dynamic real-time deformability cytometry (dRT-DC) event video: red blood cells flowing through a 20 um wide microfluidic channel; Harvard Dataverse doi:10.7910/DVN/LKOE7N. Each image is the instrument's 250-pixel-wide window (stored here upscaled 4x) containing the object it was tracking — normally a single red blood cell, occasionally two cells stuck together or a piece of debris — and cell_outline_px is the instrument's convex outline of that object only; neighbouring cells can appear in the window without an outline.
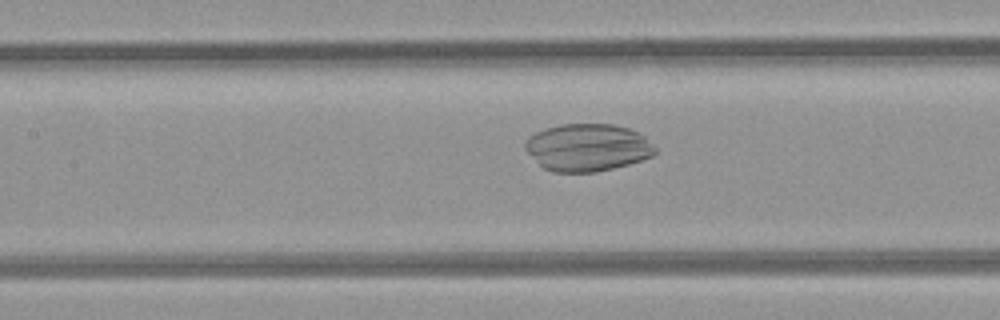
{"species": "common noctule bat (a hibernating species)", "species_latin": "Nyctalus noctula", "temperature_condition": "room temperature", "stored_images_in_passage": 30, "camera_frame_rate_fps": 3000, "um_per_image_px": 0.085, "animal": {"sex": "female", "body_mass_g": 21.9}, "frame": {"image": 1, "passage_image": 10, "time_ms": 3.0, "image_size_px": [1000, 320], "cell_outline_px": [[656, 152], [652, 156], [628, 164], [596, 172], [552, 172], [544, 168], [524, 148], [524, 140], [528, 136], [544, 128], [560, 124], [612, 124], [628, 128], [644, 136], [656, 148]], "centroid_in_image_um": [49.91, 12.53], "position_along_channel_um": 157.5, "area_um2": 35.84}}
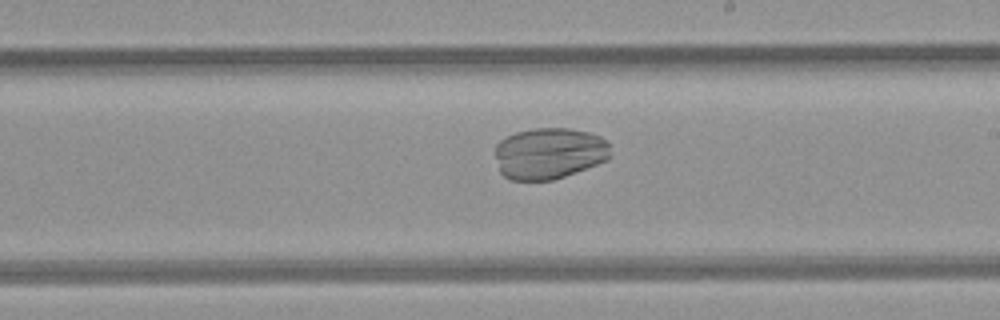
{"frame": {"image": 2, "passage_image": 16, "time_ms": 5.0, "image_size_px": [1000, 320], "cell_outline_px": [[612, 156], [608, 160], [564, 176], [552, 180], [508, 180], [500, 172], [496, 156], [496, 144], [500, 140], [516, 132], [532, 128], [568, 128], [588, 132], [600, 136], [608, 140]], "centroid_in_image_um": [46.71, 13.02], "position_along_channel_um": 242.3, "area_um2": 34.74}}
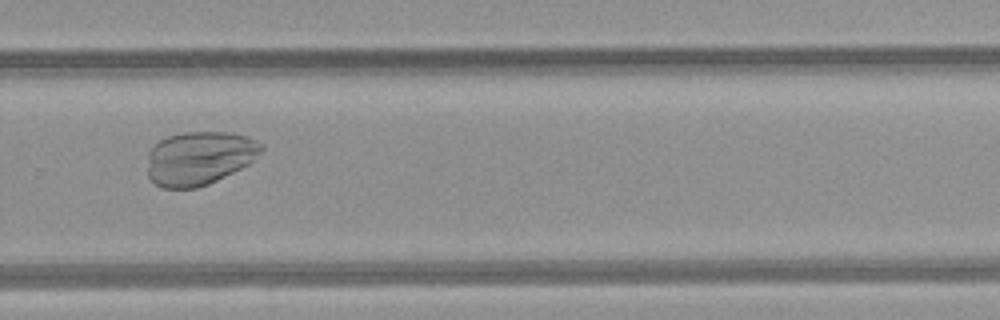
{"frame": {"image": 3, "passage_image": 21, "time_ms": 6.667, "image_size_px": [1000, 320], "cell_outline_px": [[264, 148], [248, 164], [208, 184], [196, 188], [160, 188], [148, 176], [148, 152], [160, 140], [168, 136], [184, 132], [232, 132], [256, 140], [264, 144]], "centroid_in_image_um": [16.93, 13.43], "position_along_channel_um": 312.9, "area_um2": 35.43}}